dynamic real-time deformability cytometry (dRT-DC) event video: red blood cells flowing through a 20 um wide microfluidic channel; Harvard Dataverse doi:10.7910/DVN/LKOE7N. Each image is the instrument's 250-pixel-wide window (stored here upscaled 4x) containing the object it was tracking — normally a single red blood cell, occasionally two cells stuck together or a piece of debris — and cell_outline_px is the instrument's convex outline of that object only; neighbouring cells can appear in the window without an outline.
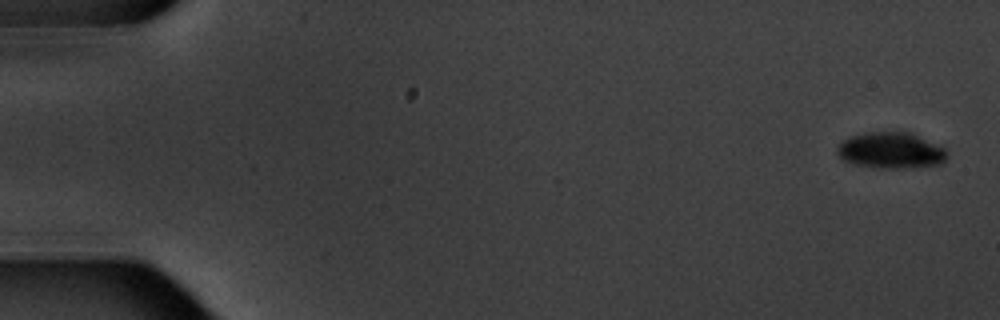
{"species": "common noctule bat (a hibernating species)", "species_latin": "Nyctalus noctula", "temperature_condition": "warm", "stored_images_in_passage": 6, "camera_frame_rate_fps": 3000, "um_per_image_px": 0.085, "animal": {"sex": "male", "body_mass_g": 20.1, "forearm_length_mm": 53.5}, "frame": {"image": 1, "passage_image": 1, "time_ms": 0.0, "image_size_px": [1000, 320], "cell_outline_px": [[948, 156], [944, 164], [912, 168], [880, 168], [852, 164], [844, 160], [836, 152], [836, 148], [848, 136], [864, 132], [912, 132], [940, 144], [948, 152]], "centroid_in_image_um": [75.79, 12.78], "position_along_channel_um": 9.2, "area_um2": 23.76}}
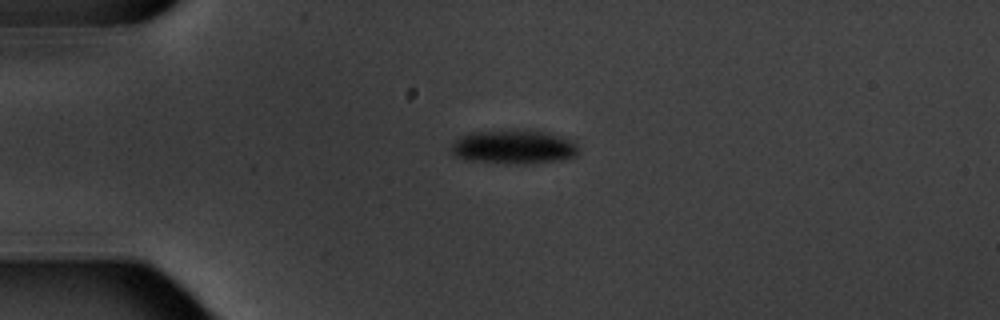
{"frame": {"image": 2, "passage_image": 4, "time_ms": 4.333, "image_size_px": [1000, 320], "cell_outline_px": [[580, 152], [576, 156], [564, 160], [528, 164], [504, 164], [468, 160], [456, 156], [452, 152], [452, 144], [460, 136], [472, 132], [544, 132], [560, 136], [572, 140], [576, 144]], "centroid_in_image_um": [43.71, 12.55], "position_along_channel_um": 41.3, "area_um2": 24.8}}
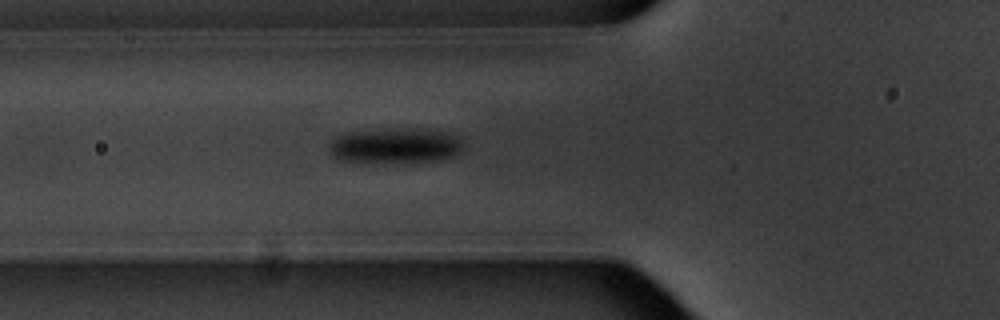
{"frame": {"image": 3, "passage_image": 6, "time_ms": 6.667, "image_size_px": [1000, 320], "cell_outline_px": [[464, 144], [460, 152], [452, 156], [440, 160], [384, 164], [340, 160], [332, 156], [328, 148], [328, 144], [336, 136], [348, 132], [440, 132], [460, 136]], "centroid_in_image_um": [33.55, 12.48], "position_along_channel_um": 92.2, "area_um2": 26.59}}